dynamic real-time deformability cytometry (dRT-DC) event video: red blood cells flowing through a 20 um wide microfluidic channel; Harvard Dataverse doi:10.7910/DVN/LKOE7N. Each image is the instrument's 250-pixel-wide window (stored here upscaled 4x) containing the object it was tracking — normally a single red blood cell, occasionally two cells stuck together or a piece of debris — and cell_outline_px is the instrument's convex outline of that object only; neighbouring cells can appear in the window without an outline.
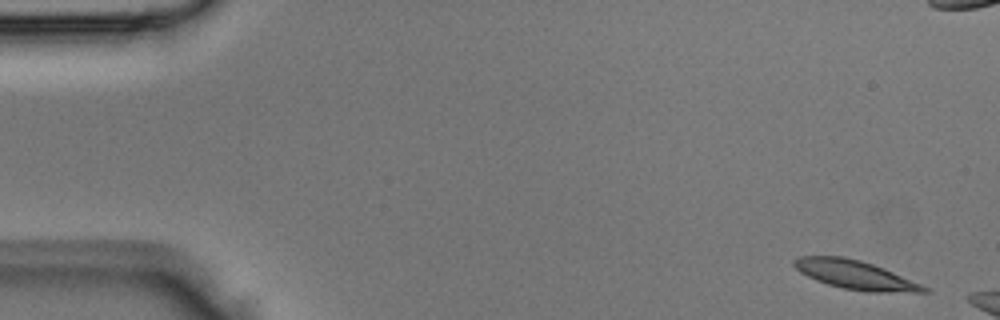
{"species": "Egyptian fruit bat (a non-hibernating species)", "species_latin": "Rousettus aegyptiacus", "temperature_condition": "room temperature", "stored_images_in_passage": 3, "camera_frame_rate_fps": 3000, "um_per_image_px": 0.085, "animal": {"sex": "male"}, "frame": {"image": 1, "passage_image": 1, "time_ms": 0.0, "image_size_px": [1000, 320], "cell_outline_px": [[932, 292], [868, 292], [844, 288], [828, 284], [816, 280], [800, 272], [792, 264], [792, 260], [800, 256], [844, 256], [860, 260], [884, 268], [920, 284], [928, 288]], "centroid_in_image_um": [72.67, 23.35], "position_along_channel_um": 12.3, "area_um2": 21.62}}